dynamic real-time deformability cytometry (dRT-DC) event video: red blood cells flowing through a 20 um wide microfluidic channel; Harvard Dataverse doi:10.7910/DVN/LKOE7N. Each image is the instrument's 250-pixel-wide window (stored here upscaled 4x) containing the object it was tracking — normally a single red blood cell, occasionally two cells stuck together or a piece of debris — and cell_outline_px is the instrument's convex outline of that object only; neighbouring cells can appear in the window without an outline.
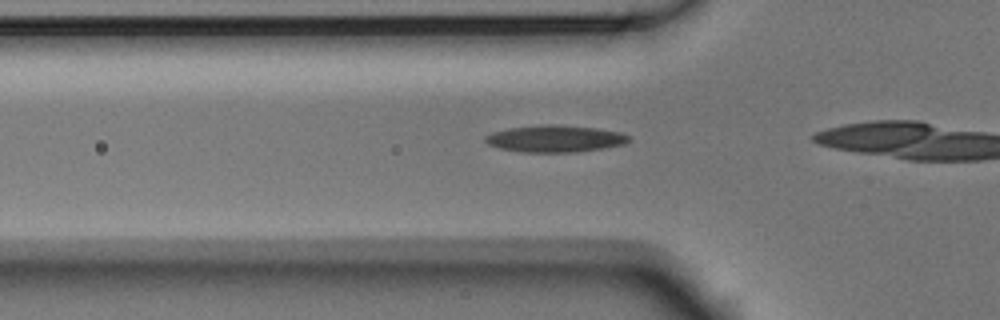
{"species": "Egyptian fruit bat (a non-hibernating species)", "species_latin": "Rousettus aegyptiacus", "temperature_condition": "room temperature", "stored_images_in_passage": 23, "camera_frame_rate_fps": 3000, "um_per_image_px": 0.085, "animal": {"sex": "male"}, "frame": {"image": 1, "passage_image": 14, "time_ms": 4.333, "image_size_px": [1000, 320], "cell_outline_px": [[632, 140], [624, 144], [604, 148], [576, 152], [520, 152], [500, 148], [488, 144], [484, 140], [484, 136], [492, 132], [508, 128], [544, 124], [552, 124], [596, 128], [620, 132], [628, 136]], "centroid_in_image_um": [47.17, 11.79], "position_along_channel_um": 78.6, "area_um2": 22.54}}
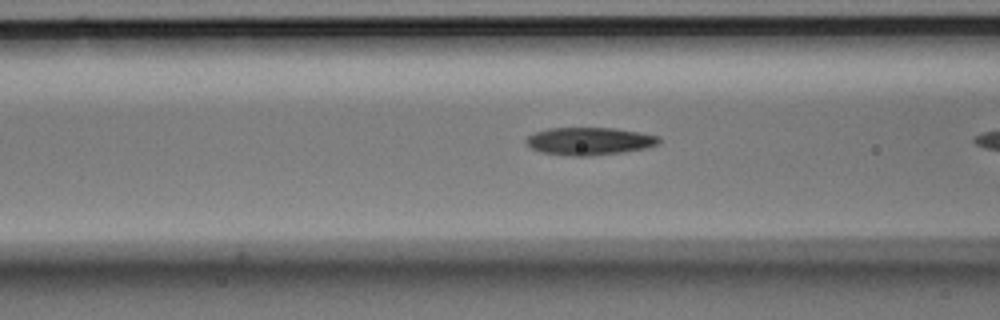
{"frame": {"image": 2, "passage_image": 17, "time_ms": 5.333, "image_size_px": [1000, 320], "cell_outline_px": [[660, 144], [648, 148], [624, 152], [588, 156], [572, 156], [540, 152], [532, 148], [524, 140], [528, 136], [536, 132], [548, 128], [616, 128], [640, 132], [660, 136]], "centroid_in_image_um": [50.15, 12.0], "position_along_channel_um": 116.5, "area_um2": 21.56}}
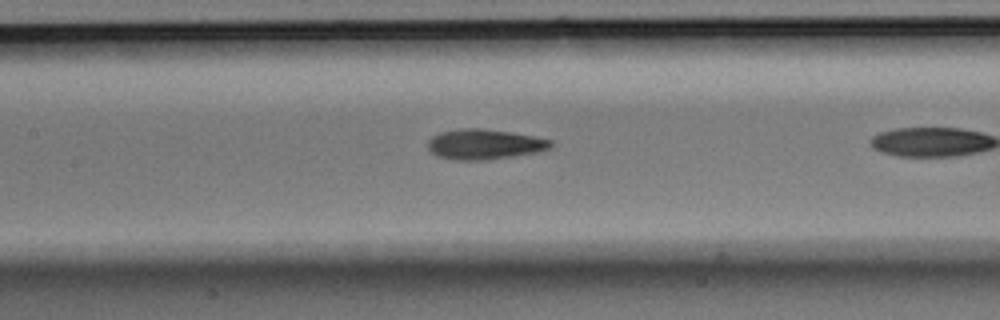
{"frame": {"image": 3, "passage_image": 21, "time_ms": 6.667, "image_size_px": [1000, 320], "cell_outline_px": [[552, 144], [548, 148], [536, 152], [488, 160], [456, 160], [440, 156], [432, 152], [428, 148], [428, 140], [432, 136], [440, 132], [460, 128], [484, 128], [512, 132], [552, 140]], "centroid_in_image_um": [41.15, 12.25], "position_along_channel_um": 166.2, "area_um2": 21.5}}